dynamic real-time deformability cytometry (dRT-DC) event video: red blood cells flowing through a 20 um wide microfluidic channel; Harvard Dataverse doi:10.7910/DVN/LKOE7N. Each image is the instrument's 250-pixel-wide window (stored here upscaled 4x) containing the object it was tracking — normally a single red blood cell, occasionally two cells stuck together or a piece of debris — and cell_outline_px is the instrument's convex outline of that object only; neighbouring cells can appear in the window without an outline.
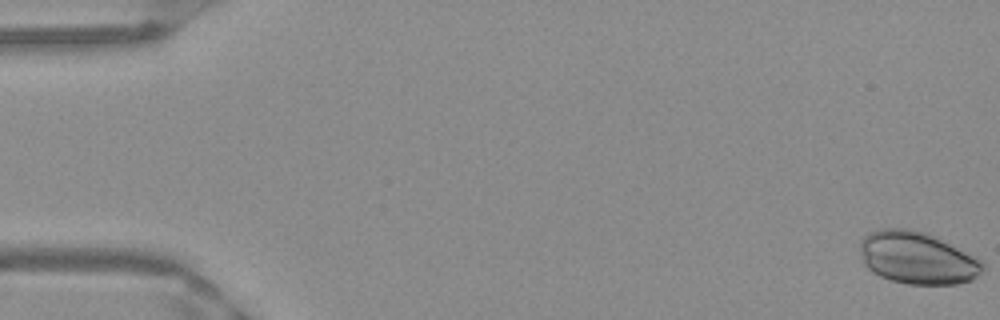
{"species": "Egyptian fruit bat (a non-hibernating species)", "species_latin": "Rousettus aegyptiacus", "temperature_condition": "warm", "stored_images_in_passage": 16, "camera_frame_rate_fps": 3000, "um_per_image_px": 0.085, "frame": {"image": 1, "passage_image": 1, "time_ms": 0.0, "image_size_px": [1000, 320], "cell_outline_px": [[984, 268], [972, 280], [960, 284], [908, 284], [892, 280], [880, 276], [872, 272], [864, 264], [860, 256], [860, 240], [868, 232], [880, 228], [908, 228], [932, 236], [980, 260], [984, 264]], "centroid_in_image_um": [77.89, 21.93], "position_along_channel_um": 7.1, "area_um2": 36.93}}